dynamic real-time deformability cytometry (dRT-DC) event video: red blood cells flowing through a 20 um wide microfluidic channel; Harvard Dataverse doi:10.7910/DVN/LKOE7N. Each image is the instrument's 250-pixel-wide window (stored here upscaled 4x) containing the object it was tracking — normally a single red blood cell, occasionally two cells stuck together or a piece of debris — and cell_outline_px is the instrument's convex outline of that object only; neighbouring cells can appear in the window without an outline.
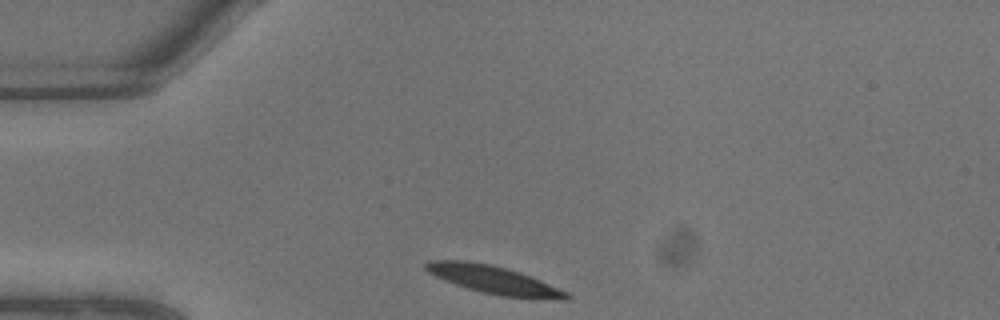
{"species": "common noctule bat (a hibernating species)", "species_latin": "Nyctalus noctula", "temperature_condition": "warm", "stored_images_in_passage": 5, "camera_frame_rate_fps": 3000, "um_per_image_px": 0.085, "animal": {"sex": "male", "body_mass_g": 13.3}, "frame": {"image": 1, "passage_image": 1, "time_ms": 0.0, "image_size_px": [1000, 320], "cell_outline_px": [[572, 296], [568, 300], [560, 300], [500, 296], [480, 292], [444, 280], [428, 272], [424, 268], [424, 264], [428, 260], [464, 260], [492, 264], [520, 272], [540, 280], [568, 292]], "centroid_in_image_um": [41.99, 23.79], "position_along_channel_um": 43.0, "area_um2": 23.06}}
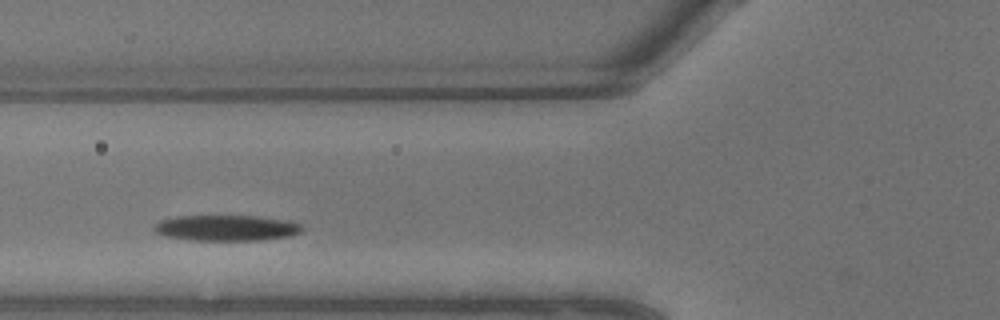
{"frame": {"image": 2, "passage_image": 4, "time_ms": 1.0, "image_size_px": [1000, 320], "cell_outline_px": [[304, 228], [300, 232], [288, 236], [260, 240], [188, 240], [164, 236], [156, 232], [152, 228], [160, 220], [176, 216], [260, 216], [288, 220], [300, 224]], "centroid_in_image_um": [19.23, 19.37], "position_along_channel_um": 106.6, "area_um2": 22.25}}
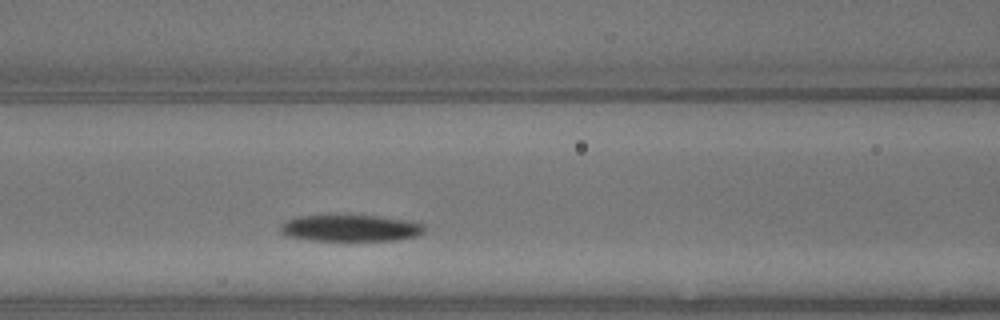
{"frame": {"image": 3, "passage_image": 5, "time_ms": 1.333, "image_size_px": [1000, 320], "cell_outline_px": [[424, 232], [416, 236], [396, 240], [312, 240], [288, 236], [280, 232], [280, 224], [288, 220], [300, 216], [380, 216], [412, 220], [424, 224]], "centroid_in_image_um": [29.84, 19.39], "position_along_channel_um": 136.8, "area_um2": 22.14}}